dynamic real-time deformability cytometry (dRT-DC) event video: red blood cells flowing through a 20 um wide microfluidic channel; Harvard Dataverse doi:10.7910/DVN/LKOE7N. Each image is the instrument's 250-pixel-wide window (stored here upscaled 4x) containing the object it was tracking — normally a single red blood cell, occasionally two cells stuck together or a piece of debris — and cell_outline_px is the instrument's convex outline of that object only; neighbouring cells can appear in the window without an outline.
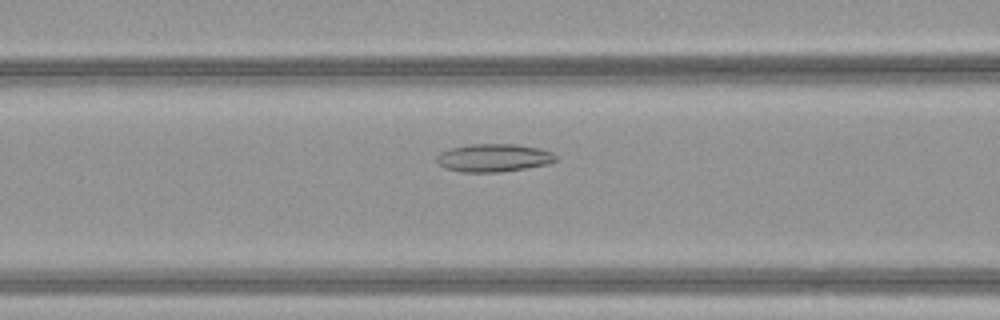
{"species": "common noctule bat (a hibernating species)", "species_latin": "Nyctalus noctula", "temperature_condition": "warm", "stored_images_in_passage": 51, "camera_frame_rate_fps": 3000, "um_per_image_px": 0.085, "animal": {"sex": "female", "body_mass_g": 21.9}, "frame": {"image": 1, "passage_image": 23, "time_ms": 7.333, "image_size_px": [1000, 320], "cell_outline_px": [[556, 160], [548, 164], [500, 172], [460, 172], [444, 168], [436, 160], [436, 156], [440, 152], [448, 148], [472, 144], [516, 144], [540, 148], [552, 152], [556, 156]], "centroid_in_image_um": [41.93, 13.41], "position_along_channel_um": 124.7, "area_um2": 19.48}}
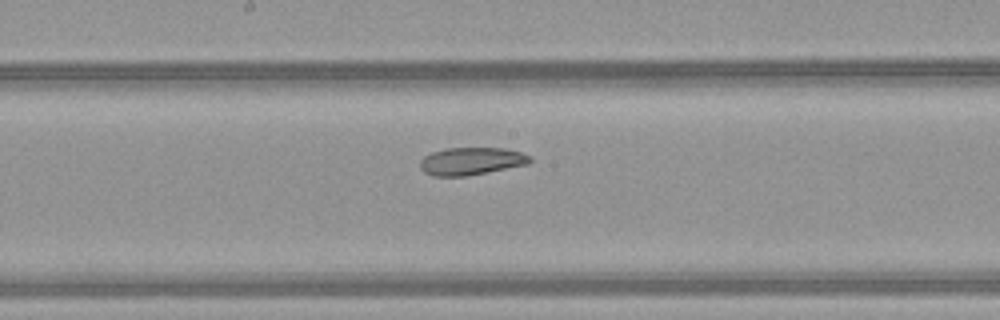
{"frame": {"image": 2, "passage_image": 29, "time_ms": 9.333, "image_size_px": [1000, 320], "cell_outline_px": [[532, 160], [528, 164], [464, 176], [432, 176], [424, 172], [420, 168], [420, 160], [424, 156], [432, 152], [444, 148], [504, 148], [520, 152], [532, 156]], "centroid_in_image_um": [40.04, 13.69], "position_along_channel_um": 208.2, "area_um2": 17.63}}
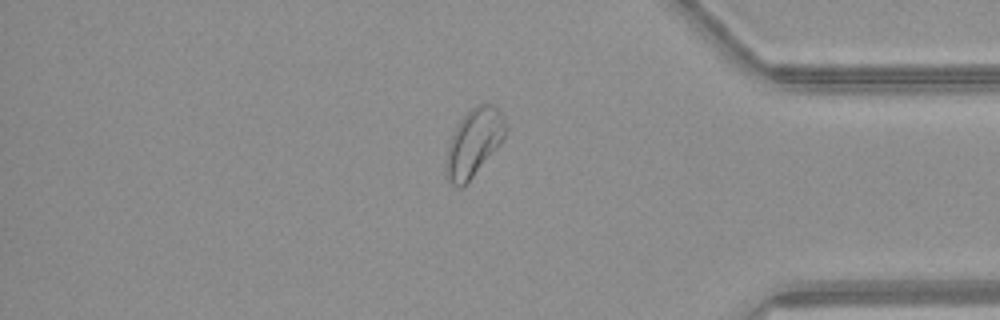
{"frame": {"image": 3, "passage_image": 44, "time_ms": 14.333, "image_size_px": [1000, 320], "cell_outline_px": [[508, 128], [504, 140], [472, 176], [460, 188], [448, 184], [444, 172], [444, 164], [448, 144], [460, 120], [476, 104], [492, 104], [500, 108], [504, 116]], "centroid_in_image_um": [40.28, 12.12], "position_along_channel_um": 394.9, "area_um2": 23.7}, "authors_computed_cell_mechanics": {"area_um2": 23.7558, "velocity_mm_per_s": 4.1605, "shape_relaxation_time_tau1_ms": null, "shape_relaxation_time_tau2_ms": 5.0164, "deformation_change_tau1": null, "deformation_change_tau2": 0.134}}